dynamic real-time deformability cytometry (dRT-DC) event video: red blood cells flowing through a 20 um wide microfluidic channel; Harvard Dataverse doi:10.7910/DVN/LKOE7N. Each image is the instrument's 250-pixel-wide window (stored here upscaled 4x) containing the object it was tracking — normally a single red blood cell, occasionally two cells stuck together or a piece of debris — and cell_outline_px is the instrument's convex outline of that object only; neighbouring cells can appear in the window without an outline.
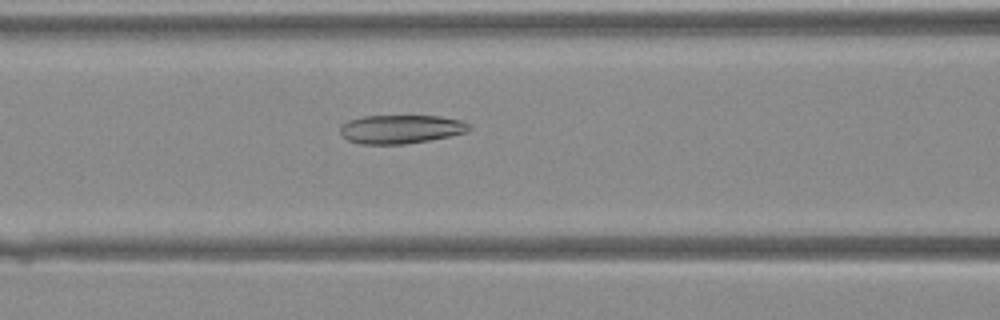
{"species": "Egyptian fruit bat (a non-hibernating species)", "species_latin": "Rousettus aegyptiacus", "temperature_condition": "warm", "stored_images_in_passage": 28, "camera_frame_rate_fps": 3000, "um_per_image_px": 0.085, "animal": {"sex": "female"}, "frame": {"image": 1, "passage_image": 5, "time_ms": 1.333, "image_size_px": [1000, 320], "cell_outline_px": [[472, 128], [468, 132], [428, 140], [404, 144], [360, 144], [348, 140], [340, 132], [340, 128], [348, 120], [364, 116], [440, 116], [464, 120]], "centroid_in_image_um": [34.11, 10.97], "position_along_channel_um": 132.5, "area_um2": 21.5}}
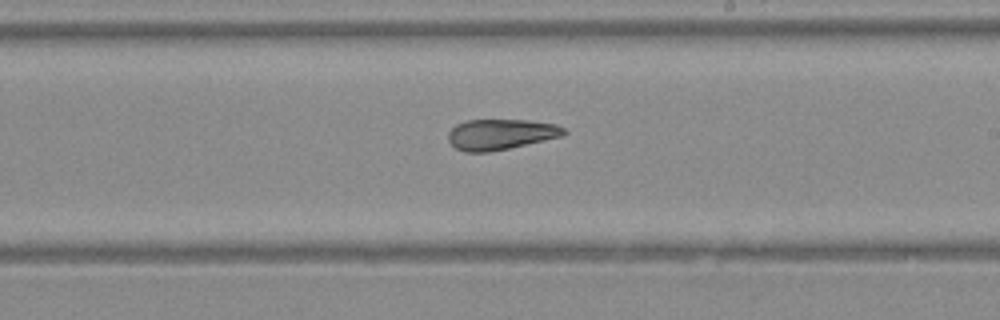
{"frame": {"image": 2, "passage_image": 12, "time_ms": 3.667, "image_size_px": [1000, 320], "cell_outline_px": [[568, 132], [564, 136], [508, 148], [488, 152], [464, 152], [456, 148], [448, 140], [448, 132], [456, 124], [468, 120], [528, 120], [556, 124], [564, 128]], "centroid_in_image_um": [42.57, 11.41], "position_along_channel_um": 246.4, "area_um2": 20.63}}
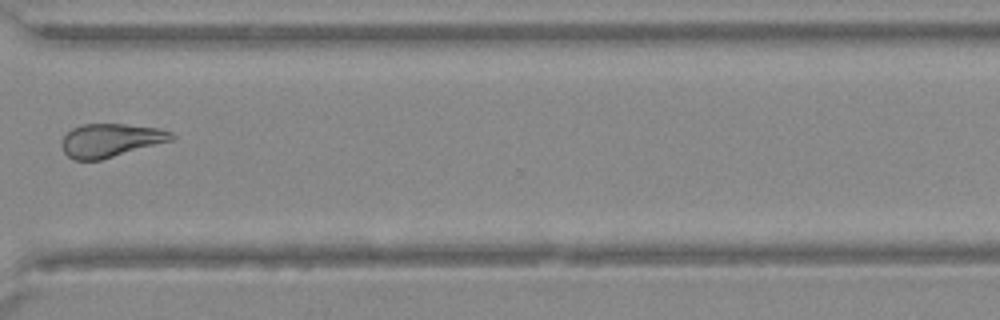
{"frame": {"image": 3, "passage_image": 19, "time_ms": 6.0, "image_size_px": [1000, 320], "cell_outline_px": [[176, 136], [172, 140], [100, 160], [76, 160], [68, 156], [64, 152], [60, 144], [64, 136], [72, 128], [80, 124], [124, 124], [160, 128], [172, 132]], "centroid_in_image_um": [9.39, 11.91], "position_along_channel_um": 361.2, "area_um2": 21.33}}